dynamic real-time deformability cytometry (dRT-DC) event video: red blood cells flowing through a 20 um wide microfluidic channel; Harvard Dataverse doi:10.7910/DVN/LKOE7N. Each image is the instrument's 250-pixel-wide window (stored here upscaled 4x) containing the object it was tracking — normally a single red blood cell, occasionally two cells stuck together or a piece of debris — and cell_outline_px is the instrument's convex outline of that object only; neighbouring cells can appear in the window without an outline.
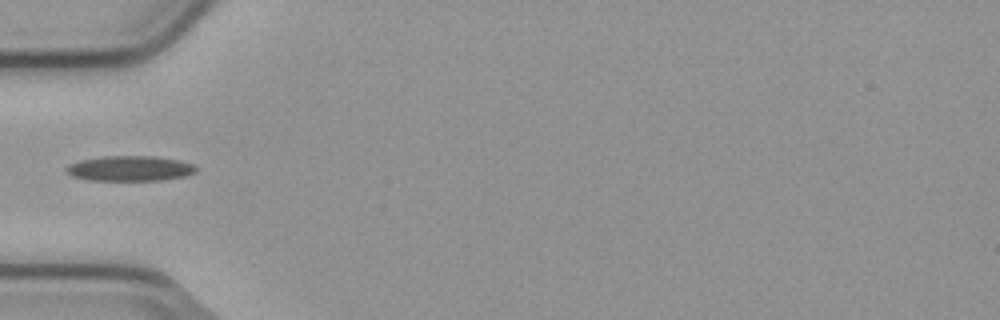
{"species": "common noctule bat (a hibernating species)", "species_latin": "Nyctalus noctula", "temperature_condition": "cold", "stored_images_in_passage": 5, "camera_frame_rate_fps": 3000, "um_per_image_px": 0.085, "animal": {"sex": "male", "body_mass_g": 23.1, "forearm_length_mm": 52.7}, "frame": {"image": 1, "passage_image": 5, "time_ms": 1.333, "image_size_px": [1000, 320], "cell_outline_px": [[196, 172], [184, 176], [160, 180], [88, 180], [72, 176], [64, 168], [68, 164], [80, 160], [104, 156], [152, 156], [180, 160], [192, 164], [196, 168]], "centroid_in_image_um": [11.01, 14.31], "position_along_channel_um": 74.0, "area_um2": 18.96}}